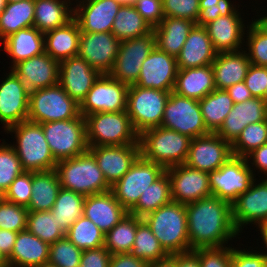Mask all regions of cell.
Here are the masks:
<instances>
[{
	"label": "cell",
	"instance_id": "cell-48",
	"mask_svg": "<svg viewBox=\"0 0 267 267\" xmlns=\"http://www.w3.org/2000/svg\"><path fill=\"white\" fill-rule=\"evenodd\" d=\"M0 144V190L4 193L24 170L15 149L4 139ZM7 143V144H6Z\"/></svg>",
	"mask_w": 267,
	"mask_h": 267
},
{
	"label": "cell",
	"instance_id": "cell-63",
	"mask_svg": "<svg viewBox=\"0 0 267 267\" xmlns=\"http://www.w3.org/2000/svg\"><path fill=\"white\" fill-rule=\"evenodd\" d=\"M176 267H200L199 256L193 250L176 253Z\"/></svg>",
	"mask_w": 267,
	"mask_h": 267
},
{
	"label": "cell",
	"instance_id": "cell-36",
	"mask_svg": "<svg viewBox=\"0 0 267 267\" xmlns=\"http://www.w3.org/2000/svg\"><path fill=\"white\" fill-rule=\"evenodd\" d=\"M61 189L56 170L32 172V194L28 211H50Z\"/></svg>",
	"mask_w": 267,
	"mask_h": 267
},
{
	"label": "cell",
	"instance_id": "cell-8",
	"mask_svg": "<svg viewBox=\"0 0 267 267\" xmlns=\"http://www.w3.org/2000/svg\"><path fill=\"white\" fill-rule=\"evenodd\" d=\"M171 92L130 85L127 91L126 112L134 130L140 135L144 130L159 127L165 104Z\"/></svg>",
	"mask_w": 267,
	"mask_h": 267
},
{
	"label": "cell",
	"instance_id": "cell-40",
	"mask_svg": "<svg viewBox=\"0 0 267 267\" xmlns=\"http://www.w3.org/2000/svg\"><path fill=\"white\" fill-rule=\"evenodd\" d=\"M153 28L138 13L134 5H122L115 16L111 32L120 41L141 37Z\"/></svg>",
	"mask_w": 267,
	"mask_h": 267
},
{
	"label": "cell",
	"instance_id": "cell-1",
	"mask_svg": "<svg viewBox=\"0 0 267 267\" xmlns=\"http://www.w3.org/2000/svg\"><path fill=\"white\" fill-rule=\"evenodd\" d=\"M191 250L225 247L239 236L232 219V204L215 196L186 205ZM233 238V239H232Z\"/></svg>",
	"mask_w": 267,
	"mask_h": 267
},
{
	"label": "cell",
	"instance_id": "cell-26",
	"mask_svg": "<svg viewBox=\"0 0 267 267\" xmlns=\"http://www.w3.org/2000/svg\"><path fill=\"white\" fill-rule=\"evenodd\" d=\"M242 20L237 10L232 15L219 16L204 26L217 53L244 49L242 44L245 43L246 27Z\"/></svg>",
	"mask_w": 267,
	"mask_h": 267
},
{
	"label": "cell",
	"instance_id": "cell-66",
	"mask_svg": "<svg viewBox=\"0 0 267 267\" xmlns=\"http://www.w3.org/2000/svg\"><path fill=\"white\" fill-rule=\"evenodd\" d=\"M261 30L267 33V14L260 16L258 19L254 18L253 21Z\"/></svg>",
	"mask_w": 267,
	"mask_h": 267
},
{
	"label": "cell",
	"instance_id": "cell-38",
	"mask_svg": "<svg viewBox=\"0 0 267 267\" xmlns=\"http://www.w3.org/2000/svg\"><path fill=\"white\" fill-rule=\"evenodd\" d=\"M206 128L215 133L233 108L234 102L225 89H215L199 100Z\"/></svg>",
	"mask_w": 267,
	"mask_h": 267
},
{
	"label": "cell",
	"instance_id": "cell-67",
	"mask_svg": "<svg viewBox=\"0 0 267 267\" xmlns=\"http://www.w3.org/2000/svg\"><path fill=\"white\" fill-rule=\"evenodd\" d=\"M0 267H9L8 258L0 250Z\"/></svg>",
	"mask_w": 267,
	"mask_h": 267
},
{
	"label": "cell",
	"instance_id": "cell-52",
	"mask_svg": "<svg viewBox=\"0 0 267 267\" xmlns=\"http://www.w3.org/2000/svg\"><path fill=\"white\" fill-rule=\"evenodd\" d=\"M32 171H23L4 193L8 202L28 207L32 194Z\"/></svg>",
	"mask_w": 267,
	"mask_h": 267
},
{
	"label": "cell",
	"instance_id": "cell-3",
	"mask_svg": "<svg viewBox=\"0 0 267 267\" xmlns=\"http://www.w3.org/2000/svg\"><path fill=\"white\" fill-rule=\"evenodd\" d=\"M191 138L162 126L144 130L139 135L140 155L165 169L185 164Z\"/></svg>",
	"mask_w": 267,
	"mask_h": 267
},
{
	"label": "cell",
	"instance_id": "cell-41",
	"mask_svg": "<svg viewBox=\"0 0 267 267\" xmlns=\"http://www.w3.org/2000/svg\"><path fill=\"white\" fill-rule=\"evenodd\" d=\"M170 202H172L171 183L168 173L165 172L159 179L148 186L129 213L143 218L145 215L156 211L161 206L167 205Z\"/></svg>",
	"mask_w": 267,
	"mask_h": 267
},
{
	"label": "cell",
	"instance_id": "cell-2",
	"mask_svg": "<svg viewBox=\"0 0 267 267\" xmlns=\"http://www.w3.org/2000/svg\"><path fill=\"white\" fill-rule=\"evenodd\" d=\"M142 220L151 228L169 255L192 251L187 230L186 205L172 201L145 215Z\"/></svg>",
	"mask_w": 267,
	"mask_h": 267
},
{
	"label": "cell",
	"instance_id": "cell-51",
	"mask_svg": "<svg viewBox=\"0 0 267 267\" xmlns=\"http://www.w3.org/2000/svg\"><path fill=\"white\" fill-rule=\"evenodd\" d=\"M231 2L230 0H200V12L195 25L205 26L219 16L232 15L237 11V6Z\"/></svg>",
	"mask_w": 267,
	"mask_h": 267
},
{
	"label": "cell",
	"instance_id": "cell-35",
	"mask_svg": "<svg viewBox=\"0 0 267 267\" xmlns=\"http://www.w3.org/2000/svg\"><path fill=\"white\" fill-rule=\"evenodd\" d=\"M34 4V27L43 34L73 19L74 8L70 0H34Z\"/></svg>",
	"mask_w": 267,
	"mask_h": 267
},
{
	"label": "cell",
	"instance_id": "cell-20",
	"mask_svg": "<svg viewBox=\"0 0 267 267\" xmlns=\"http://www.w3.org/2000/svg\"><path fill=\"white\" fill-rule=\"evenodd\" d=\"M178 70L176 57L155 47L143 62L135 85L171 92Z\"/></svg>",
	"mask_w": 267,
	"mask_h": 267
},
{
	"label": "cell",
	"instance_id": "cell-27",
	"mask_svg": "<svg viewBox=\"0 0 267 267\" xmlns=\"http://www.w3.org/2000/svg\"><path fill=\"white\" fill-rule=\"evenodd\" d=\"M129 213L115 198L111 190L86 196L83 215L104 234L108 233Z\"/></svg>",
	"mask_w": 267,
	"mask_h": 267
},
{
	"label": "cell",
	"instance_id": "cell-13",
	"mask_svg": "<svg viewBox=\"0 0 267 267\" xmlns=\"http://www.w3.org/2000/svg\"><path fill=\"white\" fill-rule=\"evenodd\" d=\"M155 47L154 31L141 37L121 41L114 67L109 75L128 86L135 84L143 62Z\"/></svg>",
	"mask_w": 267,
	"mask_h": 267
},
{
	"label": "cell",
	"instance_id": "cell-7",
	"mask_svg": "<svg viewBox=\"0 0 267 267\" xmlns=\"http://www.w3.org/2000/svg\"><path fill=\"white\" fill-rule=\"evenodd\" d=\"M80 105L59 85L30 92L27 120L46 123L76 118Z\"/></svg>",
	"mask_w": 267,
	"mask_h": 267
},
{
	"label": "cell",
	"instance_id": "cell-18",
	"mask_svg": "<svg viewBox=\"0 0 267 267\" xmlns=\"http://www.w3.org/2000/svg\"><path fill=\"white\" fill-rule=\"evenodd\" d=\"M10 71L0 84V122L5 131L27 121L30 96L23 81Z\"/></svg>",
	"mask_w": 267,
	"mask_h": 267
},
{
	"label": "cell",
	"instance_id": "cell-10",
	"mask_svg": "<svg viewBox=\"0 0 267 267\" xmlns=\"http://www.w3.org/2000/svg\"><path fill=\"white\" fill-rule=\"evenodd\" d=\"M161 126L191 139L211 133L205 126L199 101L173 91L166 101Z\"/></svg>",
	"mask_w": 267,
	"mask_h": 267
},
{
	"label": "cell",
	"instance_id": "cell-24",
	"mask_svg": "<svg viewBox=\"0 0 267 267\" xmlns=\"http://www.w3.org/2000/svg\"><path fill=\"white\" fill-rule=\"evenodd\" d=\"M120 7L114 0H85L74 7L73 18L81 32H111Z\"/></svg>",
	"mask_w": 267,
	"mask_h": 267
},
{
	"label": "cell",
	"instance_id": "cell-16",
	"mask_svg": "<svg viewBox=\"0 0 267 267\" xmlns=\"http://www.w3.org/2000/svg\"><path fill=\"white\" fill-rule=\"evenodd\" d=\"M121 41L112 32H81L78 56L100 74H110L117 58Z\"/></svg>",
	"mask_w": 267,
	"mask_h": 267
},
{
	"label": "cell",
	"instance_id": "cell-61",
	"mask_svg": "<svg viewBox=\"0 0 267 267\" xmlns=\"http://www.w3.org/2000/svg\"><path fill=\"white\" fill-rule=\"evenodd\" d=\"M226 91L232 98L234 104L245 102L253 98L244 81L233 84L232 86L228 87Z\"/></svg>",
	"mask_w": 267,
	"mask_h": 267
},
{
	"label": "cell",
	"instance_id": "cell-14",
	"mask_svg": "<svg viewBox=\"0 0 267 267\" xmlns=\"http://www.w3.org/2000/svg\"><path fill=\"white\" fill-rule=\"evenodd\" d=\"M128 85L101 74L80 104L84 117L98 112L126 111Z\"/></svg>",
	"mask_w": 267,
	"mask_h": 267
},
{
	"label": "cell",
	"instance_id": "cell-54",
	"mask_svg": "<svg viewBox=\"0 0 267 267\" xmlns=\"http://www.w3.org/2000/svg\"><path fill=\"white\" fill-rule=\"evenodd\" d=\"M199 256L200 267H231L232 247L198 248L193 250Z\"/></svg>",
	"mask_w": 267,
	"mask_h": 267
},
{
	"label": "cell",
	"instance_id": "cell-31",
	"mask_svg": "<svg viewBox=\"0 0 267 267\" xmlns=\"http://www.w3.org/2000/svg\"><path fill=\"white\" fill-rule=\"evenodd\" d=\"M216 89L212 65L179 69L173 92L199 101Z\"/></svg>",
	"mask_w": 267,
	"mask_h": 267
},
{
	"label": "cell",
	"instance_id": "cell-33",
	"mask_svg": "<svg viewBox=\"0 0 267 267\" xmlns=\"http://www.w3.org/2000/svg\"><path fill=\"white\" fill-rule=\"evenodd\" d=\"M1 44L5 53L11 56L12 68L18 62L44 52V34L35 27H28L11 34Z\"/></svg>",
	"mask_w": 267,
	"mask_h": 267
},
{
	"label": "cell",
	"instance_id": "cell-49",
	"mask_svg": "<svg viewBox=\"0 0 267 267\" xmlns=\"http://www.w3.org/2000/svg\"><path fill=\"white\" fill-rule=\"evenodd\" d=\"M246 37L247 56L251 64L267 67V33L261 30L252 20L247 25Z\"/></svg>",
	"mask_w": 267,
	"mask_h": 267
},
{
	"label": "cell",
	"instance_id": "cell-50",
	"mask_svg": "<svg viewBox=\"0 0 267 267\" xmlns=\"http://www.w3.org/2000/svg\"><path fill=\"white\" fill-rule=\"evenodd\" d=\"M27 207L6 201L0 203V229L21 232L27 229Z\"/></svg>",
	"mask_w": 267,
	"mask_h": 267
},
{
	"label": "cell",
	"instance_id": "cell-57",
	"mask_svg": "<svg viewBox=\"0 0 267 267\" xmlns=\"http://www.w3.org/2000/svg\"><path fill=\"white\" fill-rule=\"evenodd\" d=\"M257 250L232 248L231 267H267L266 257ZM259 252V253H258Z\"/></svg>",
	"mask_w": 267,
	"mask_h": 267
},
{
	"label": "cell",
	"instance_id": "cell-25",
	"mask_svg": "<svg viewBox=\"0 0 267 267\" xmlns=\"http://www.w3.org/2000/svg\"><path fill=\"white\" fill-rule=\"evenodd\" d=\"M266 119L267 100L253 97L245 102L234 104L223 124L215 133L232 144L247 125Z\"/></svg>",
	"mask_w": 267,
	"mask_h": 267
},
{
	"label": "cell",
	"instance_id": "cell-11",
	"mask_svg": "<svg viewBox=\"0 0 267 267\" xmlns=\"http://www.w3.org/2000/svg\"><path fill=\"white\" fill-rule=\"evenodd\" d=\"M166 169L155 162L145 160L141 155L125 175L112 187L115 198L129 212L139 201L149 185L159 179Z\"/></svg>",
	"mask_w": 267,
	"mask_h": 267
},
{
	"label": "cell",
	"instance_id": "cell-69",
	"mask_svg": "<svg viewBox=\"0 0 267 267\" xmlns=\"http://www.w3.org/2000/svg\"><path fill=\"white\" fill-rule=\"evenodd\" d=\"M6 3V0H0V14L4 11Z\"/></svg>",
	"mask_w": 267,
	"mask_h": 267
},
{
	"label": "cell",
	"instance_id": "cell-70",
	"mask_svg": "<svg viewBox=\"0 0 267 267\" xmlns=\"http://www.w3.org/2000/svg\"><path fill=\"white\" fill-rule=\"evenodd\" d=\"M38 267H57V266L52 265L50 263H45V264H42L41 266H38Z\"/></svg>",
	"mask_w": 267,
	"mask_h": 267
},
{
	"label": "cell",
	"instance_id": "cell-6",
	"mask_svg": "<svg viewBox=\"0 0 267 267\" xmlns=\"http://www.w3.org/2000/svg\"><path fill=\"white\" fill-rule=\"evenodd\" d=\"M88 147L139 144L126 111L98 112L85 116Z\"/></svg>",
	"mask_w": 267,
	"mask_h": 267
},
{
	"label": "cell",
	"instance_id": "cell-58",
	"mask_svg": "<svg viewBox=\"0 0 267 267\" xmlns=\"http://www.w3.org/2000/svg\"><path fill=\"white\" fill-rule=\"evenodd\" d=\"M111 254L104 247L83 250L79 267H109Z\"/></svg>",
	"mask_w": 267,
	"mask_h": 267
},
{
	"label": "cell",
	"instance_id": "cell-47",
	"mask_svg": "<svg viewBox=\"0 0 267 267\" xmlns=\"http://www.w3.org/2000/svg\"><path fill=\"white\" fill-rule=\"evenodd\" d=\"M82 253L83 250L65 236L50 244L48 263L57 267H79Z\"/></svg>",
	"mask_w": 267,
	"mask_h": 267
},
{
	"label": "cell",
	"instance_id": "cell-5",
	"mask_svg": "<svg viewBox=\"0 0 267 267\" xmlns=\"http://www.w3.org/2000/svg\"><path fill=\"white\" fill-rule=\"evenodd\" d=\"M4 132L15 134L16 145L11 146L15 149L24 171L55 169L57 161L50 150L41 124L27 120L11 126Z\"/></svg>",
	"mask_w": 267,
	"mask_h": 267
},
{
	"label": "cell",
	"instance_id": "cell-17",
	"mask_svg": "<svg viewBox=\"0 0 267 267\" xmlns=\"http://www.w3.org/2000/svg\"><path fill=\"white\" fill-rule=\"evenodd\" d=\"M231 156V144L216 133H209L191 139L185 164L210 173L219 169Z\"/></svg>",
	"mask_w": 267,
	"mask_h": 267
},
{
	"label": "cell",
	"instance_id": "cell-32",
	"mask_svg": "<svg viewBox=\"0 0 267 267\" xmlns=\"http://www.w3.org/2000/svg\"><path fill=\"white\" fill-rule=\"evenodd\" d=\"M81 31L73 18L66 25L44 34V52L61 62L78 55Z\"/></svg>",
	"mask_w": 267,
	"mask_h": 267
},
{
	"label": "cell",
	"instance_id": "cell-71",
	"mask_svg": "<svg viewBox=\"0 0 267 267\" xmlns=\"http://www.w3.org/2000/svg\"><path fill=\"white\" fill-rule=\"evenodd\" d=\"M4 200V192L0 190V203Z\"/></svg>",
	"mask_w": 267,
	"mask_h": 267
},
{
	"label": "cell",
	"instance_id": "cell-37",
	"mask_svg": "<svg viewBox=\"0 0 267 267\" xmlns=\"http://www.w3.org/2000/svg\"><path fill=\"white\" fill-rule=\"evenodd\" d=\"M34 0L7 2L0 14V43L20 29L34 27Z\"/></svg>",
	"mask_w": 267,
	"mask_h": 267
},
{
	"label": "cell",
	"instance_id": "cell-62",
	"mask_svg": "<svg viewBox=\"0 0 267 267\" xmlns=\"http://www.w3.org/2000/svg\"><path fill=\"white\" fill-rule=\"evenodd\" d=\"M17 232L0 229V250L8 258L13 250Z\"/></svg>",
	"mask_w": 267,
	"mask_h": 267
},
{
	"label": "cell",
	"instance_id": "cell-65",
	"mask_svg": "<svg viewBox=\"0 0 267 267\" xmlns=\"http://www.w3.org/2000/svg\"><path fill=\"white\" fill-rule=\"evenodd\" d=\"M260 230V236L262 237V244L264 246V249L266 250L265 252H261L267 259V222L266 223H262L260 225L257 226Z\"/></svg>",
	"mask_w": 267,
	"mask_h": 267
},
{
	"label": "cell",
	"instance_id": "cell-43",
	"mask_svg": "<svg viewBox=\"0 0 267 267\" xmlns=\"http://www.w3.org/2000/svg\"><path fill=\"white\" fill-rule=\"evenodd\" d=\"M130 253L147 263L163 260L169 256L144 221L137 226L135 241Z\"/></svg>",
	"mask_w": 267,
	"mask_h": 267
},
{
	"label": "cell",
	"instance_id": "cell-9",
	"mask_svg": "<svg viewBox=\"0 0 267 267\" xmlns=\"http://www.w3.org/2000/svg\"><path fill=\"white\" fill-rule=\"evenodd\" d=\"M41 125L57 162L78 156L88 150L86 122L83 115L67 120L41 123Z\"/></svg>",
	"mask_w": 267,
	"mask_h": 267
},
{
	"label": "cell",
	"instance_id": "cell-39",
	"mask_svg": "<svg viewBox=\"0 0 267 267\" xmlns=\"http://www.w3.org/2000/svg\"><path fill=\"white\" fill-rule=\"evenodd\" d=\"M142 221V218L127 213L119 223L105 234L104 247L111 255L130 253L135 241L137 226Z\"/></svg>",
	"mask_w": 267,
	"mask_h": 267
},
{
	"label": "cell",
	"instance_id": "cell-15",
	"mask_svg": "<svg viewBox=\"0 0 267 267\" xmlns=\"http://www.w3.org/2000/svg\"><path fill=\"white\" fill-rule=\"evenodd\" d=\"M173 202L187 205L212 196L209 173L179 164L166 169Z\"/></svg>",
	"mask_w": 267,
	"mask_h": 267
},
{
	"label": "cell",
	"instance_id": "cell-60",
	"mask_svg": "<svg viewBox=\"0 0 267 267\" xmlns=\"http://www.w3.org/2000/svg\"><path fill=\"white\" fill-rule=\"evenodd\" d=\"M148 263L131 253L111 255L109 267H147Z\"/></svg>",
	"mask_w": 267,
	"mask_h": 267
},
{
	"label": "cell",
	"instance_id": "cell-55",
	"mask_svg": "<svg viewBox=\"0 0 267 267\" xmlns=\"http://www.w3.org/2000/svg\"><path fill=\"white\" fill-rule=\"evenodd\" d=\"M244 82L254 98L266 100L267 67L251 64Z\"/></svg>",
	"mask_w": 267,
	"mask_h": 267
},
{
	"label": "cell",
	"instance_id": "cell-28",
	"mask_svg": "<svg viewBox=\"0 0 267 267\" xmlns=\"http://www.w3.org/2000/svg\"><path fill=\"white\" fill-rule=\"evenodd\" d=\"M216 54L206 28L194 25L176 57L178 69L207 66L212 64Z\"/></svg>",
	"mask_w": 267,
	"mask_h": 267
},
{
	"label": "cell",
	"instance_id": "cell-56",
	"mask_svg": "<svg viewBox=\"0 0 267 267\" xmlns=\"http://www.w3.org/2000/svg\"><path fill=\"white\" fill-rule=\"evenodd\" d=\"M133 5L152 28L164 19L162 0H137Z\"/></svg>",
	"mask_w": 267,
	"mask_h": 267
},
{
	"label": "cell",
	"instance_id": "cell-45",
	"mask_svg": "<svg viewBox=\"0 0 267 267\" xmlns=\"http://www.w3.org/2000/svg\"><path fill=\"white\" fill-rule=\"evenodd\" d=\"M65 236L81 250L104 246L105 234L84 215L68 229Z\"/></svg>",
	"mask_w": 267,
	"mask_h": 267
},
{
	"label": "cell",
	"instance_id": "cell-21",
	"mask_svg": "<svg viewBox=\"0 0 267 267\" xmlns=\"http://www.w3.org/2000/svg\"><path fill=\"white\" fill-rule=\"evenodd\" d=\"M112 187L140 156V144L88 147Z\"/></svg>",
	"mask_w": 267,
	"mask_h": 267
},
{
	"label": "cell",
	"instance_id": "cell-46",
	"mask_svg": "<svg viewBox=\"0 0 267 267\" xmlns=\"http://www.w3.org/2000/svg\"><path fill=\"white\" fill-rule=\"evenodd\" d=\"M267 143V119L247 125L231 144L233 156L246 158L251 152Z\"/></svg>",
	"mask_w": 267,
	"mask_h": 267
},
{
	"label": "cell",
	"instance_id": "cell-42",
	"mask_svg": "<svg viewBox=\"0 0 267 267\" xmlns=\"http://www.w3.org/2000/svg\"><path fill=\"white\" fill-rule=\"evenodd\" d=\"M86 196L72 190L61 188L54 206L50 210L52 216L60 224V228L66 233L68 229L83 216Z\"/></svg>",
	"mask_w": 267,
	"mask_h": 267
},
{
	"label": "cell",
	"instance_id": "cell-68",
	"mask_svg": "<svg viewBox=\"0 0 267 267\" xmlns=\"http://www.w3.org/2000/svg\"><path fill=\"white\" fill-rule=\"evenodd\" d=\"M118 2L121 6L122 5H132V0H114Z\"/></svg>",
	"mask_w": 267,
	"mask_h": 267
},
{
	"label": "cell",
	"instance_id": "cell-64",
	"mask_svg": "<svg viewBox=\"0 0 267 267\" xmlns=\"http://www.w3.org/2000/svg\"><path fill=\"white\" fill-rule=\"evenodd\" d=\"M147 267H176V254H171L163 260L150 262Z\"/></svg>",
	"mask_w": 267,
	"mask_h": 267
},
{
	"label": "cell",
	"instance_id": "cell-22",
	"mask_svg": "<svg viewBox=\"0 0 267 267\" xmlns=\"http://www.w3.org/2000/svg\"><path fill=\"white\" fill-rule=\"evenodd\" d=\"M100 75L77 55L60 62L58 84L80 105Z\"/></svg>",
	"mask_w": 267,
	"mask_h": 267
},
{
	"label": "cell",
	"instance_id": "cell-72",
	"mask_svg": "<svg viewBox=\"0 0 267 267\" xmlns=\"http://www.w3.org/2000/svg\"><path fill=\"white\" fill-rule=\"evenodd\" d=\"M20 1H24V0H6V2H11V3L20 2Z\"/></svg>",
	"mask_w": 267,
	"mask_h": 267
},
{
	"label": "cell",
	"instance_id": "cell-23",
	"mask_svg": "<svg viewBox=\"0 0 267 267\" xmlns=\"http://www.w3.org/2000/svg\"><path fill=\"white\" fill-rule=\"evenodd\" d=\"M60 62L46 52L15 64L11 70L31 92L57 85Z\"/></svg>",
	"mask_w": 267,
	"mask_h": 267
},
{
	"label": "cell",
	"instance_id": "cell-19",
	"mask_svg": "<svg viewBox=\"0 0 267 267\" xmlns=\"http://www.w3.org/2000/svg\"><path fill=\"white\" fill-rule=\"evenodd\" d=\"M256 180L232 203V219L239 233L245 225L267 222V178L258 184Z\"/></svg>",
	"mask_w": 267,
	"mask_h": 267
},
{
	"label": "cell",
	"instance_id": "cell-4",
	"mask_svg": "<svg viewBox=\"0 0 267 267\" xmlns=\"http://www.w3.org/2000/svg\"><path fill=\"white\" fill-rule=\"evenodd\" d=\"M55 170L61 188L84 196L111 190V186L89 150L70 159L58 161Z\"/></svg>",
	"mask_w": 267,
	"mask_h": 267
},
{
	"label": "cell",
	"instance_id": "cell-34",
	"mask_svg": "<svg viewBox=\"0 0 267 267\" xmlns=\"http://www.w3.org/2000/svg\"><path fill=\"white\" fill-rule=\"evenodd\" d=\"M194 25V22L187 19L164 17L160 24L153 28L156 47L177 57Z\"/></svg>",
	"mask_w": 267,
	"mask_h": 267
},
{
	"label": "cell",
	"instance_id": "cell-29",
	"mask_svg": "<svg viewBox=\"0 0 267 267\" xmlns=\"http://www.w3.org/2000/svg\"><path fill=\"white\" fill-rule=\"evenodd\" d=\"M245 49L219 52L212 62L216 89H227L233 84L243 82L251 62Z\"/></svg>",
	"mask_w": 267,
	"mask_h": 267
},
{
	"label": "cell",
	"instance_id": "cell-44",
	"mask_svg": "<svg viewBox=\"0 0 267 267\" xmlns=\"http://www.w3.org/2000/svg\"><path fill=\"white\" fill-rule=\"evenodd\" d=\"M27 230L49 245L66 234L50 211H28Z\"/></svg>",
	"mask_w": 267,
	"mask_h": 267
},
{
	"label": "cell",
	"instance_id": "cell-53",
	"mask_svg": "<svg viewBox=\"0 0 267 267\" xmlns=\"http://www.w3.org/2000/svg\"><path fill=\"white\" fill-rule=\"evenodd\" d=\"M200 0H162L164 17H174L190 20L196 23Z\"/></svg>",
	"mask_w": 267,
	"mask_h": 267
},
{
	"label": "cell",
	"instance_id": "cell-59",
	"mask_svg": "<svg viewBox=\"0 0 267 267\" xmlns=\"http://www.w3.org/2000/svg\"><path fill=\"white\" fill-rule=\"evenodd\" d=\"M246 159L247 163H250L249 167L252 170L254 177L256 176L254 169H259V171H261L260 173L263 171V174L267 177V143L251 152Z\"/></svg>",
	"mask_w": 267,
	"mask_h": 267
},
{
	"label": "cell",
	"instance_id": "cell-30",
	"mask_svg": "<svg viewBox=\"0 0 267 267\" xmlns=\"http://www.w3.org/2000/svg\"><path fill=\"white\" fill-rule=\"evenodd\" d=\"M49 246L27 229L18 232L12 253L8 257L9 267H38L48 263Z\"/></svg>",
	"mask_w": 267,
	"mask_h": 267
},
{
	"label": "cell",
	"instance_id": "cell-12",
	"mask_svg": "<svg viewBox=\"0 0 267 267\" xmlns=\"http://www.w3.org/2000/svg\"><path fill=\"white\" fill-rule=\"evenodd\" d=\"M255 179L243 157L231 156L219 169L209 173L212 196L233 203Z\"/></svg>",
	"mask_w": 267,
	"mask_h": 267
}]
</instances>
